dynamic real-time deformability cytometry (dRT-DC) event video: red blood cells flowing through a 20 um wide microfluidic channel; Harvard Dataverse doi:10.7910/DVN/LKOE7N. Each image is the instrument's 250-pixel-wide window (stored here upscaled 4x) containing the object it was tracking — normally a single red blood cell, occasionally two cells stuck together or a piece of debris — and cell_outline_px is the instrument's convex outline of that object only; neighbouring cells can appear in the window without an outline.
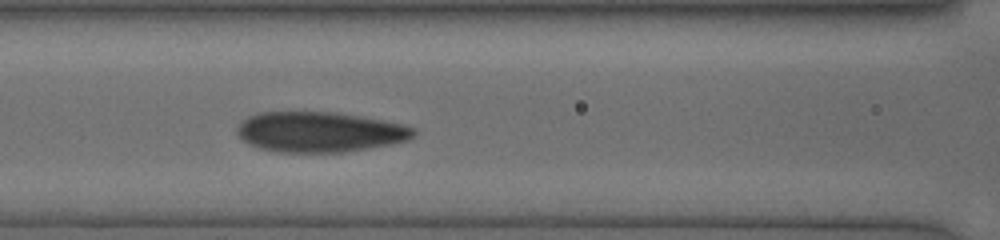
{"species": "human", "species_latin": "Homo sapiens", "temperature_condition": "cold", "stored_images_in_passage": 5, "camera_frame_rate_fps": 3000, "um_per_image_px": 0.085, "donor": {"sex": "female"}, "frame": {"image": 1, "passage_image": 4, "time_ms": 2.333, "image_size_px": [1000, 240], "cell_outline_px": [[416, 132], [408, 140], [392, 144], [344, 152], [280, 152], [256, 148], [248, 144], [236, 132], [236, 128], [248, 116], [260, 112], [336, 112], [384, 120], [404, 124], [416, 128]], "centroid_in_image_um": [27.18, 11.21], "position_along_channel_um": 139.4, "area_um2": 41.56}}